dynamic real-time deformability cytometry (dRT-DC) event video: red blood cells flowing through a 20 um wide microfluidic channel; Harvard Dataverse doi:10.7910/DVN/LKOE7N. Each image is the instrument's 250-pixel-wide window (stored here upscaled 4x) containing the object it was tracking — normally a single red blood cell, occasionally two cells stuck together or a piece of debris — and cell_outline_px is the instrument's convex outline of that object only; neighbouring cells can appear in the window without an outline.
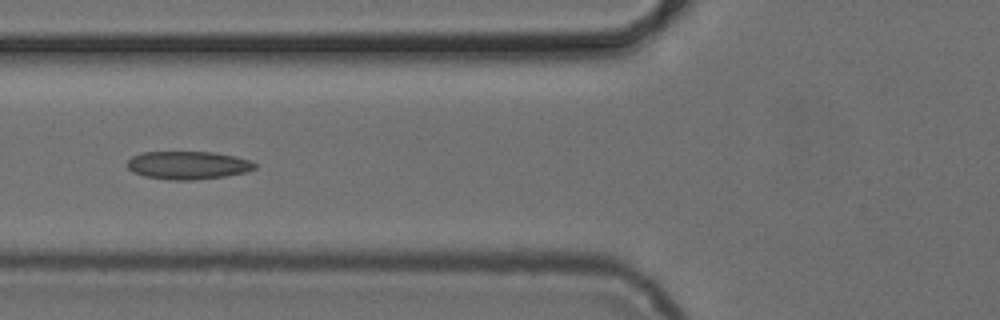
{"species": "common noctule bat (a hibernating species)", "species_latin": "Nyctalus noctula", "temperature_condition": "cold", "stored_images_in_passage": 6, "camera_frame_rate_fps": 3000, "um_per_image_px": 0.085, "animal": {"sex": "female", "body_mass_g": 24.6, "forearm_length_mm": 56.2}, "frame": {"image": 1, "passage_image": 6, "time_ms": 6.0, "image_size_px": [1000, 320], "cell_outline_px": [[256, 168], [248, 172], [224, 176], [196, 180], [168, 180], [144, 176], [132, 172], [128, 168], [128, 160], [132, 156], [140, 152], [212, 152], [236, 156], [252, 160], [256, 164]], "centroid_in_image_um": [16.0, 14.04], "position_along_channel_um": 109.8, "area_um2": 21.1}}